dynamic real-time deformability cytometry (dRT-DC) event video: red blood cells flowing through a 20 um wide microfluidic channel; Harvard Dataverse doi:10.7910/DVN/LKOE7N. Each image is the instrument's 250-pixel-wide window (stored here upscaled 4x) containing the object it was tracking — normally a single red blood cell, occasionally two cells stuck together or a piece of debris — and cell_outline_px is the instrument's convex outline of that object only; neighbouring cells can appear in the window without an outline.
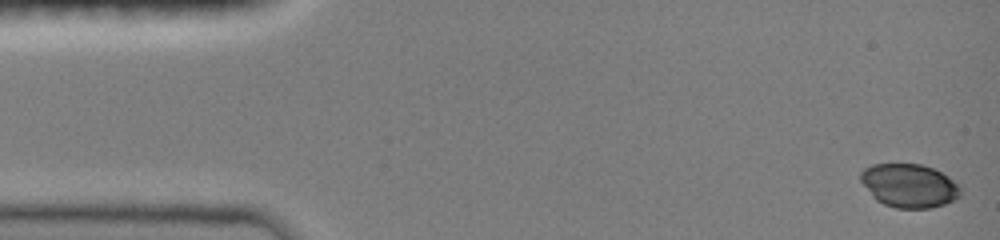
{"species": "common noctule bat (a hibernating species)", "species_latin": "Nyctalus noctula", "temperature_condition": "room temperature", "stored_images_in_passage": 17, "camera_frame_rate_fps": 3000, "um_per_image_px": 0.085, "animal": {"sex": "female", "body_mass_g": 19.0, "forearm_length_mm": 51.5}, "frame": {"image": 1, "passage_image": 1, "time_ms": 0.0, "image_size_px": [1000, 240], "cell_outline_px": [[964, 188], [960, 196], [944, 204], [932, 208], [896, 208], [884, 204], [876, 200], [872, 196], [860, 180], [860, 172], [864, 168], [872, 164], [920, 164], [932, 168], [948, 176], [960, 184]], "centroid_in_image_um": [77.3, 15.78], "position_along_channel_um": 7.7, "area_um2": 25.55}}
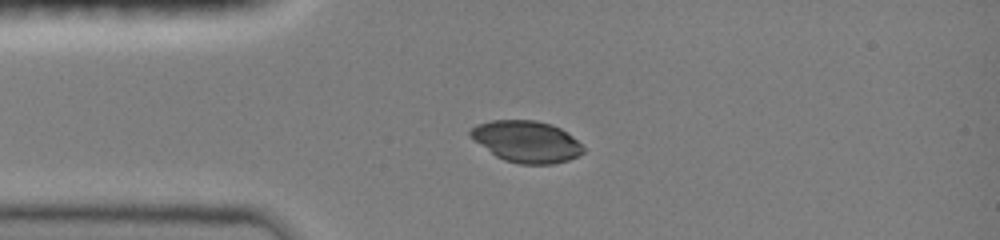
{"frame": {"image": 2, "passage_image": 12, "time_ms": 3.333, "image_size_px": [1000, 240], "cell_outline_px": [[584, 152], [568, 160], [552, 164], [520, 164], [504, 160], [496, 156], [468, 136], [468, 132], [476, 124], [492, 120], [536, 120], [552, 124], [560, 128], [572, 136], [584, 148]], "centroid_in_image_um": [44.72, 12.02], "position_along_channel_um": 40.3, "area_um2": 27.28}}